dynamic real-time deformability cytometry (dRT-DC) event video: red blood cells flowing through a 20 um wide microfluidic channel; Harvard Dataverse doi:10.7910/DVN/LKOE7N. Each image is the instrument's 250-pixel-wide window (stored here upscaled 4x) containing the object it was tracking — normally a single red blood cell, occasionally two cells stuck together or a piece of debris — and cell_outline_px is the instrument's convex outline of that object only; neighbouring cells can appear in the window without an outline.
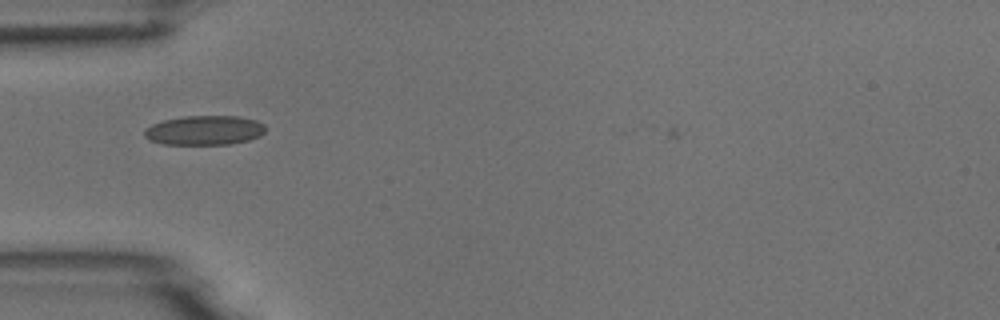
{"species": "common noctule bat (a hibernating species)", "species_latin": "Nyctalus noctula", "temperature_condition": "room temperature", "stored_images_in_passage": 2, "camera_frame_rate_fps": 3000, "um_per_image_px": 0.085, "animal": {"sex": "male", "body_mass_g": 18.8}, "frame": {"image": 1, "passage_image": 1, "time_ms": 0.0, "image_size_px": [1000, 320], "cell_outline_px": [[268, 128], [260, 136], [248, 140], [228, 144], [164, 144], [148, 140], [144, 136], [144, 128], [152, 124], [164, 120], [184, 116], [240, 116], [256, 120], [264, 124]], "centroid_in_image_um": [17.38, 11.07], "position_along_channel_um": 67.6, "area_um2": 20.92}}